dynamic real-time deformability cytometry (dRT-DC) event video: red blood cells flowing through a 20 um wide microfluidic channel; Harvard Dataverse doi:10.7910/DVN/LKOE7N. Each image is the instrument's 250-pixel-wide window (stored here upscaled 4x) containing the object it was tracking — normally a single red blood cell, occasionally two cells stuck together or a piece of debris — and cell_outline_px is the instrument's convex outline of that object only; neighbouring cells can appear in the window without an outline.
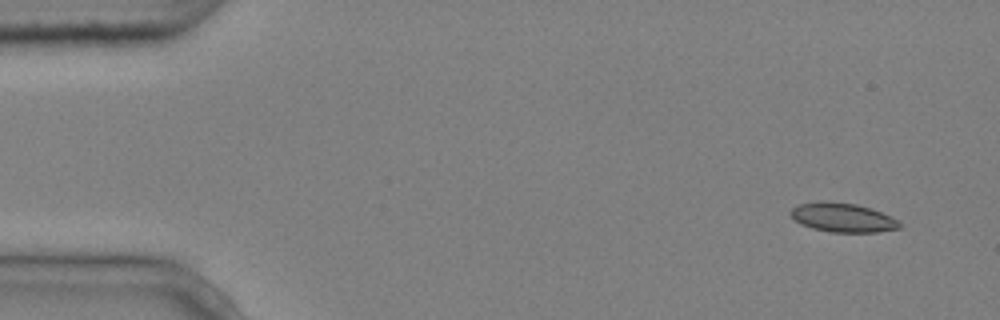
{"species": "common noctule bat (a hibernating species)", "species_latin": "Nyctalus noctula", "temperature_condition": "cold", "stored_images_in_passage": 4, "camera_frame_rate_fps": 3000, "um_per_image_px": 0.085, "animal": {"sex": "male", "body_mass_g": 20.4}, "frame": {"image": 1, "passage_image": 1, "time_ms": 0.0, "image_size_px": [1000, 320], "cell_outline_px": [[900, 228], [876, 232], [832, 232], [812, 228], [800, 224], [792, 216], [792, 208], [796, 204], [824, 200], [856, 204], [880, 212], [900, 220]], "centroid_in_image_um": [71.62, 18.48], "position_along_channel_um": 13.4, "area_um2": 18.38}}
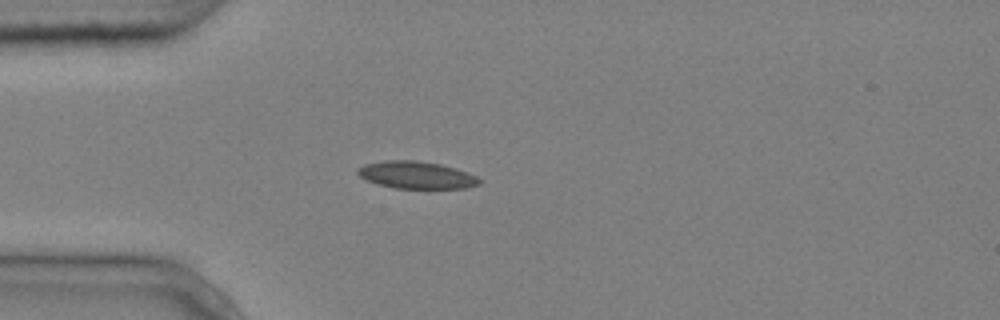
{"frame": {"image": 2, "passage_image": 4, "time_ms": 1.0, "image_size_px": [1000, 320], "cell_outline_px": [[480, 184], [464, 188], [392, 188], [376, 184], [360, 176], [356, 172], [356, 168], [364, 164], [384, 160], [416, 160], [440, 164], [456, 168], [468, 172], [476, 176], [480, 180]], "centroid_in_image_um": [35.36, 14.87], "position_along_channel_um": 49.6, "area_um2": 19.42}}